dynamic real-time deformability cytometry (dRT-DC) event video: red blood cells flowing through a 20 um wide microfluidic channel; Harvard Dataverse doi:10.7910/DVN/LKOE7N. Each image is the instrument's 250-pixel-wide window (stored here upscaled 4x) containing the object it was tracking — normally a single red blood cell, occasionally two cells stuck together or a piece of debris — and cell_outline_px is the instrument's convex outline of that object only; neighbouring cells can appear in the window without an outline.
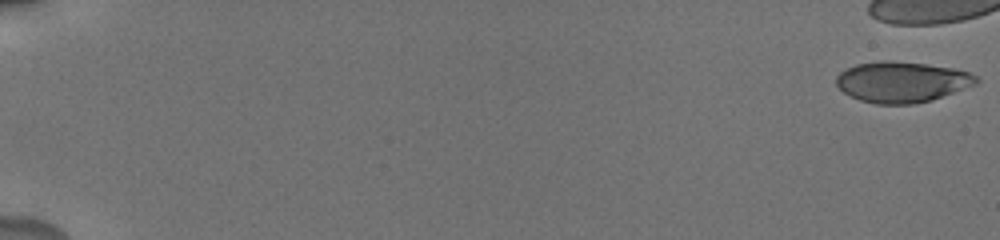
{"species": "human", "species_latin": "Homo sapiens", "temperature_condition": "cold", "stored_images_in_passage": 14, "camera_frame_rate_fps": 3000, "um_per_image_px": 0.085, "donor": {"sex": "male"}, "frame": {"image": 1, "passage_image": 1, "time_ms": 0.0, "image_size_px": [1000, 240], "cell_outline_px": [[980, 80], [976, 84], [932, 100], [912, 104], [876, 104], [860, 100], [844, 92], [836, 84], [836, 76], [844, 68], [856, 64], [880, 60], [888, 60], [924, 64], [952, 68], [968, 72], [976, 76]], "centroid_in_image_um": [76.63, 6.96], "position_along_channel_um": 8.4, "area_um2": 33.18}}